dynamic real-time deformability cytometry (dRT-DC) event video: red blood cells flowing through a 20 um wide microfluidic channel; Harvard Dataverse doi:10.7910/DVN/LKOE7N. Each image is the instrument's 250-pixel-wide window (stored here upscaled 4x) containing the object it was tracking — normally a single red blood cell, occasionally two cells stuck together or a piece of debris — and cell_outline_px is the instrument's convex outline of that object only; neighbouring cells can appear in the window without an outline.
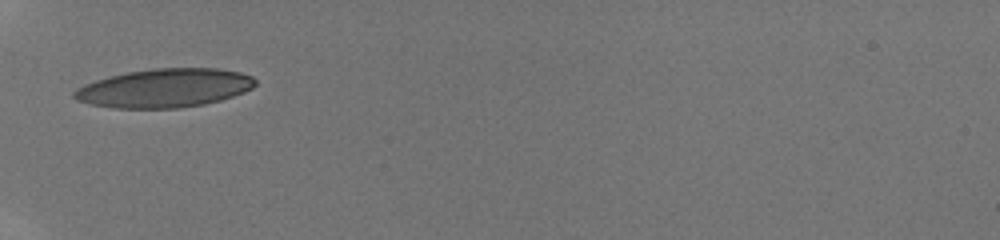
{"species": "human", "species_latin": "Homo sapiens", "temperature_condition": "room temperature", "stored_images_in_passage": 12, "camera_frame_rate_fps": 3000, "um_per_image_px": 0.085, "donor": {"sex": "male"}, "frame": {"image": 1, "passage_image": 1, "time_ms": 0.0, "image_size_px": [1000, 240], "cell_outline_px": [[256, 84], [252, 88], [244, 92], [220, 100], [204, 104], [180, 108], [112, 108], [92, 104], [76, 100], [72, 96], [72, 92], [76, 88], [84, 84], [96, 80], [128, 72], [152, 68], [220, 68], [240, 72], [252, 76], [256, 80]], "centroid_in_image_um": [13.99, 7.48], "position_along_channel_um": 71.0, "area_um2": 40.92}}
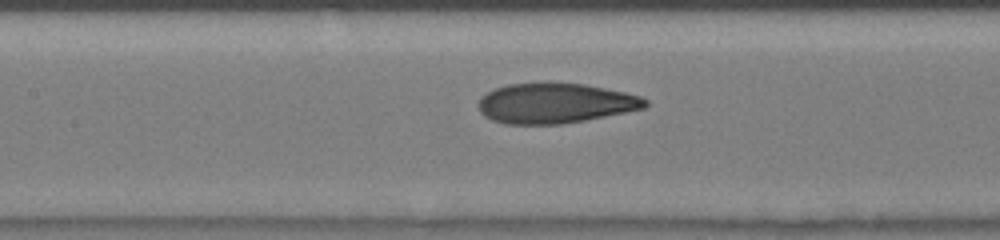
{"frame": {"image": 2, "passage_image": 6, "time_ms": 2.333, "image_size_px": [1000, 240], "cell_outline_px": [[648, 104], [644, 108], [584, 120], [560, 124], [504, 124], [492, 120], [484, 116], [480, 112], [480, 100], [492, 88], [508, 84], [584, 84], [624, 92], [640, 96], [648, 100]], "centroid_in_image_um": [47.18, 8.79], "position_along_channel_um": 160.2, "area_um2": 38.32}}
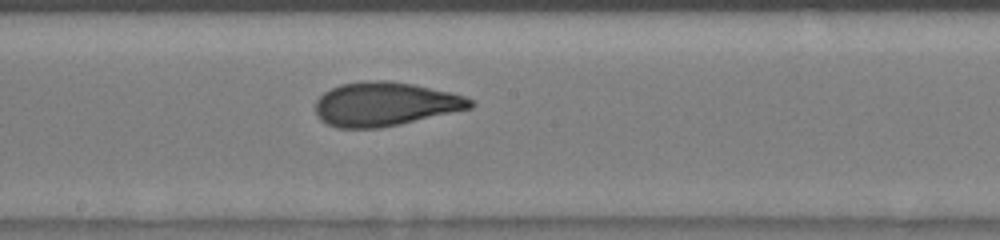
{"frame": {"image": 3, "passage_image": 9, "time_ms": 3.667, "image_size_px": [1000, 240], "cell_outline_px": [[476, 104], [472, 108], [400, 124], [380, 128], [336, 128], [320, 120], [316, 112], [316, 100], [324, 92], [340, 84], [364, 80], [388, 80], [412, 84], [448, 92], [464, 96], [472, 100]], "centroid_in_image_um": [32.71, 8.85], "position_along_channel_um": 215.5, "area_um2": 39.59}}